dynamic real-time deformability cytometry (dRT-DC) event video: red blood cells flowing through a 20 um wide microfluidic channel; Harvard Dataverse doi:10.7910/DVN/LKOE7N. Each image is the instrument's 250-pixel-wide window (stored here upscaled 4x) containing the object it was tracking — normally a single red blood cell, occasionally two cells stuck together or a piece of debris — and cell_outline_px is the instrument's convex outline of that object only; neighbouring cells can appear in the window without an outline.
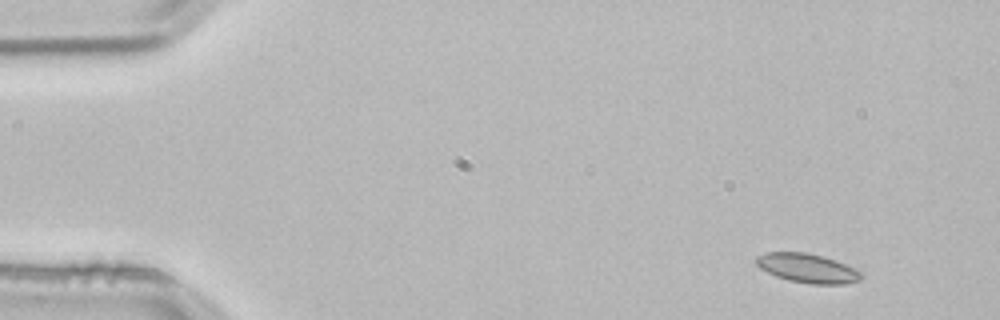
{"species": "common noctule bat (a hibernating species)", "species_latin": "Nyctalus noctula", "temperature_condition": "room temperature", "stored_images_in_passage": 5, "segment_of_instrument_passage": [2, 2], "camera_frame_rate_fps": 3000, "um_per_image_px": 0.085, "animal": {"sex": "male", "body_mass_g": 21.5, "forearm_length_mm": 52.0}, "frame": {"image": 1, "passage_image": 5, "time_ms": 1.333, "image_size_px": [1000, 320], "cell_outline_px": [[864, 276], [860, 280], [844, 284], [812, 284], [788, 280], [776, 276], [760, 268], [756, 264], [756, 256], [764, 252], [808, 252], [824, 256], [864, 272]], "centroid_in_image_um": [68.65, 22.79], "position_along_channel_um": 16.4, "area_um2": 17.98}}